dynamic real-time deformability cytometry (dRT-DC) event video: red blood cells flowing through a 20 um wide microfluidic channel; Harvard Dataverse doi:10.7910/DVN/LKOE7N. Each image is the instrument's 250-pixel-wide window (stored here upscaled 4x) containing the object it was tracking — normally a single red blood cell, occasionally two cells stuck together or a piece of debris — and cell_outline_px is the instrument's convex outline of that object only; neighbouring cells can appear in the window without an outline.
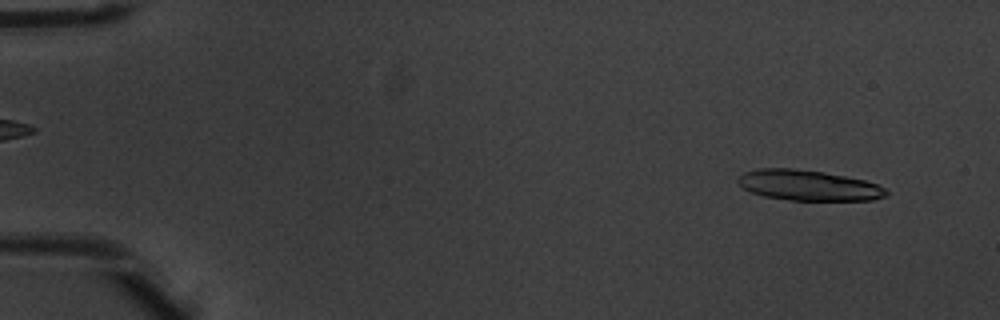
{"species": "common noctule bat (a hibernating species)", "species_latin": "Nyctalus noctula", "temperature_condition": "warm", "stored_images_in_passage": 7, "camera_frame_rate_fps": 3000, "um_per_image_px": 0.085, "animal": {"sex": "male", "body_mass_g": 20.1, "forearm_length_mm": 53.5}, "frame": {"image": 1, "passage_image": 1, "time_ms": 0.0, "image_size_px": [1000, 320], "cell_outline_px": [[888, 196], [872, 200], [792, 200], [764, 196], [752, 192], [744, 188], [736, 180], [744, 172], [760, 168], [792, 168], [824, 172], [864, 180], [876, 184], [884, 188], [888, 192]], "centroid_in_image_um": [68.72, 15.75], "position_along_channel_um": 16.3, "area_um2": 26.13}}
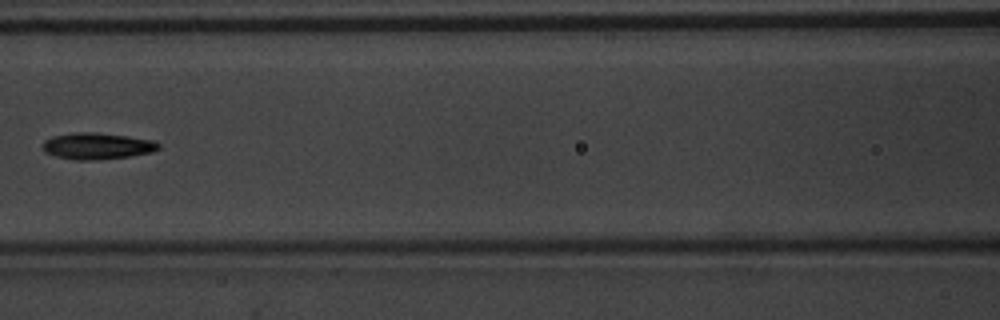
{"frame": {"image": 2, "passage_image": 7, "time_ms": 2.0, "image_size_px": [1000, 320], "cell_outline_px": [[160, 148], [152, 152], [132, 156], [96, 160], [76, 160], [56, 156], [44, 152], [44, 140], [52, 136], [72, 132], [96, 132], [128, 136], [156, 140], [160, 144]], "centroid_in_image_um": [8.29, 12.4], "position_along_channel_um": 158.3, "area_um2": 18.09}}